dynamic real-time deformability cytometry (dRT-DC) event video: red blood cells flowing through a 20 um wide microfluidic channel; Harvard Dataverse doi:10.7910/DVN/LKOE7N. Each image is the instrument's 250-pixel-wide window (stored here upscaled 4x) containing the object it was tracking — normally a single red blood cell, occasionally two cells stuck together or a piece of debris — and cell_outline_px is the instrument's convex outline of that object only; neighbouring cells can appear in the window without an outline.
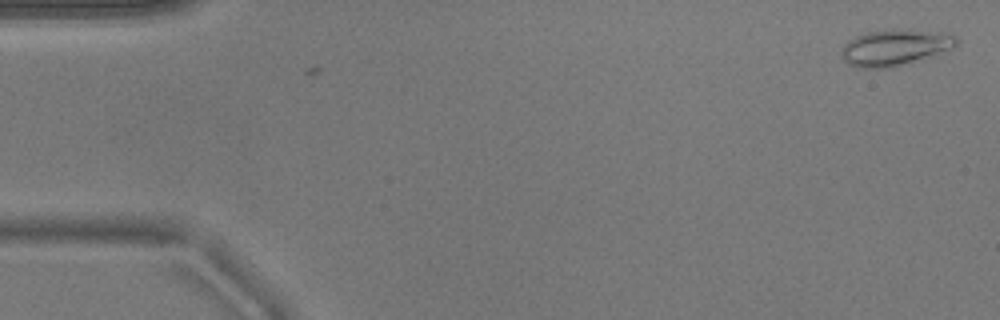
{"species": "common noctule bat (a hibernating species)", "species_latin": "Nyctalus noctula", "temperature_condition": "warm", "stored_images_in_passage": 2, "camera_frame_rate_fps": 3000, "um_per_image_px": 0.085, "animal": {"sex": "male", "body_mass_g": 17.9}, "frame": {"image": 1, "passage_image": 1, "time_ms": 0.0, "image_size_px": [1000, 320], "cell_outline_px": [[960, 40], [952, 48], [888, 68], [860, 68], [848, 64], [844, 60], [840, 52], [844, 44], [848, 40], [856, 36], [868, 32], [892, 28], [912, 28], [940, 32], [956, 36]], "centroid_in_image_um": [76.03, 3.99], "position_along_channel_um": 9.0, "area_um2": 24.16}}